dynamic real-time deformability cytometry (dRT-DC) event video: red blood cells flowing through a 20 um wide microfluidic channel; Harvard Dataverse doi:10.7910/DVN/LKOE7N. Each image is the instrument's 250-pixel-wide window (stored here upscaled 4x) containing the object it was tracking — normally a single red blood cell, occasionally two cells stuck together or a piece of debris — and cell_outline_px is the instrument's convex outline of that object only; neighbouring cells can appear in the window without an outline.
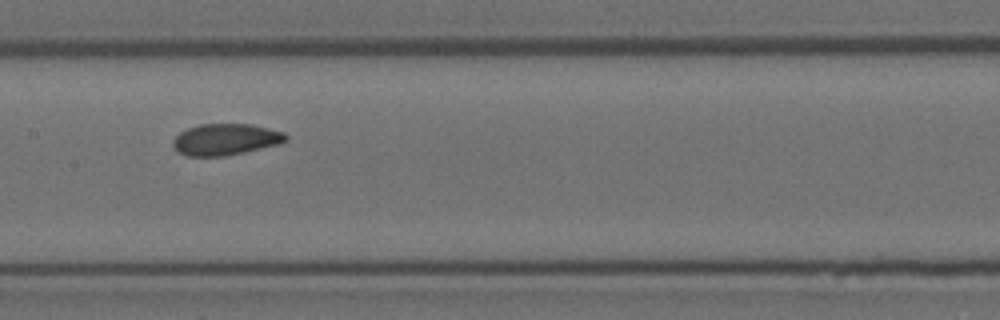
{"species": "Egyptian fruit bat (a non-hibernating species)", "species_latin": "Rousettus aegyptiacus", "temperature_condition": "room temperature", "stored_images_in_passage": 8, "camera_frame_rate_fps": 3000, "um_per_image_px": 0.085, "animal": {"sex": "female"}, "frame": {"image": 1, "passage_image": 7, "time_ms": 6.667, "image_size_px": [1000, 320], "cell_outline_px": [[288, 140], [280, 144], [244, 152], [224, 156], [184, 156], [176, 152], [172, 148], [172, 140], [180, 132], [188, 128], [200, 124], [252, 124], [284, 132], [288, 136]], "centroid_in_image_um": [19.15, 11.86], "position_along_channel_um": 188.3, "area_um2": 20.92}}
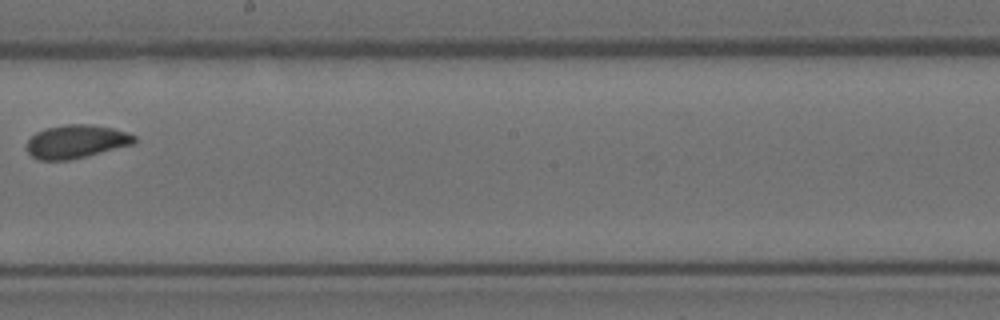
{"frame": {"image": 2, "passage_image": 8, "time_ms": 8.0, "image_size_px": [1000, 320], "cell_outline_px": [[136, 140], [132, 144], [68, 160], [40, 160], [32, 156], [28, 152], [28, 140], [36, 132], [44, 128], [64, 124], [88, 124], [112, 128], [128, 132], [136, 136]], "centroid_in_image_um": [6.46, 12.01], "position_along_channel_um": 241.7, "area_um2": 20.63}}